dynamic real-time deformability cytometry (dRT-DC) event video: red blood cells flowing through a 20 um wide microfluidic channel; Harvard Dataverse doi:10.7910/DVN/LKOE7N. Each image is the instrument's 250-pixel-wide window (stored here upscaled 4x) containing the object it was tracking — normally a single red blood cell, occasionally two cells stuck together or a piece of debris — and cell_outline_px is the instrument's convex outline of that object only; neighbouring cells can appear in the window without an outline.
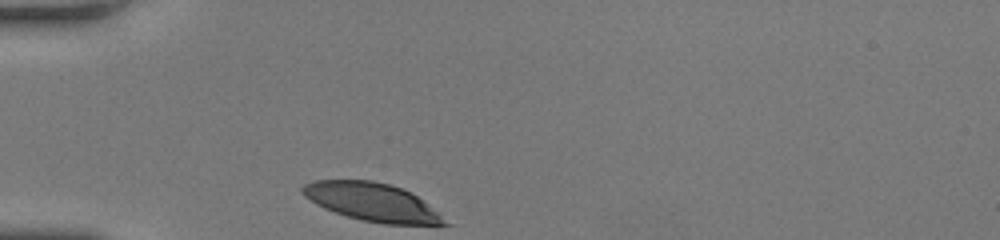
{"species": "human", "species_latin": "Homo sapiens", "temperature_condition": "room temperature", "stored_images_in_passage": 28, "camera_frame_rate_fps": 3000, "um_per_image_px": 0.085, "donor": {"sex": "female"}, "frame": {"image": 1, "passage_image": 1, "time_ms": 0.0, "image_size_px": [1000, 240], "cell_outline_px": [[452, 224], [384, 224], [360, 220], [324, 208], [316, 204], [304, 196], [300, 192], [300, 188], [304, 184], [312, 180], [372, 180], [388, 184], [412, 192]], "centroid_in_image_um": [31.58, 17.16], "position_along_channel_um": 53.4, "area_um2": 31.39}}
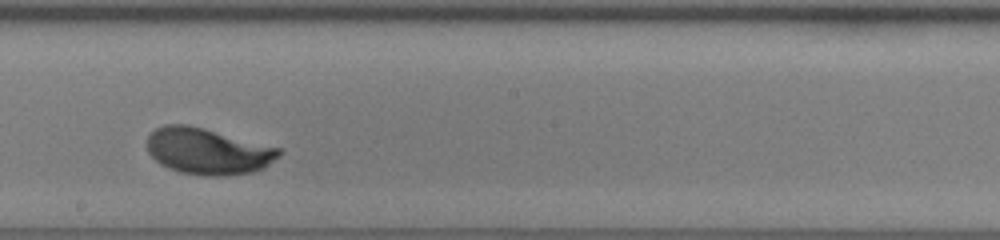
{"frame": {"image": 2, "passage_image": 16, "time_ms": 5.0, "image_size_px": [1000, 240], "cell_outline_px": [[280, 156], [264, 168], [252, 172], [224, 176], [208, 176], [180, 172], [168, 168], [160, 164], [148, 152], [148, 136], [156, 128], [164, 124], [188, 124], [204, 128], [280, 148]], "centroid_in_image_um": [17.66, 12.85], "position_along_channel_um": 230.5, "area_um2": 35.49}}
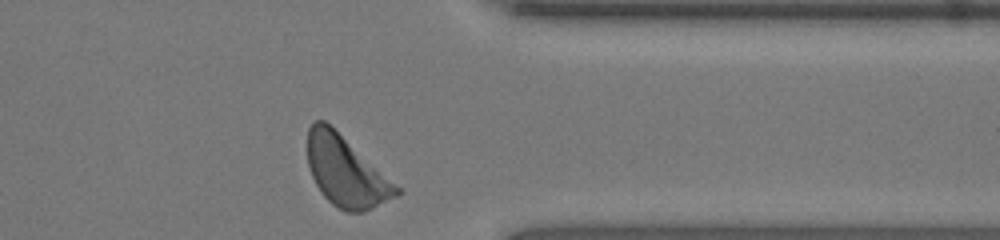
{"frame": {"image": 3, "passage_image": 28, "time_ms": 9.0, "image_size_px": [1000, 240], "cell_outline_px": [[404, 192], [364, 212], [344, 212], [332, 204], [324, 196], [316, 184], [312, 176], [308, 164], [308, 128], [312, 120], [324, 120], [400, 188]], "centroid_in_image_um": [29.38, 14.6], "position_along_channel_um": 382.0, "area_um2": 35.66}, "authors_computed_cell_mechanics": {"area_um2": 34.68, "velocity_mm_per_s": 3.9144, "shape_relaxation_time_tau1_ms": 4.1545, "shape_relaxation_time_tau2_ms": null, "deformation_change_tau1": 0.2263, "deformation_change_tau2": null}}